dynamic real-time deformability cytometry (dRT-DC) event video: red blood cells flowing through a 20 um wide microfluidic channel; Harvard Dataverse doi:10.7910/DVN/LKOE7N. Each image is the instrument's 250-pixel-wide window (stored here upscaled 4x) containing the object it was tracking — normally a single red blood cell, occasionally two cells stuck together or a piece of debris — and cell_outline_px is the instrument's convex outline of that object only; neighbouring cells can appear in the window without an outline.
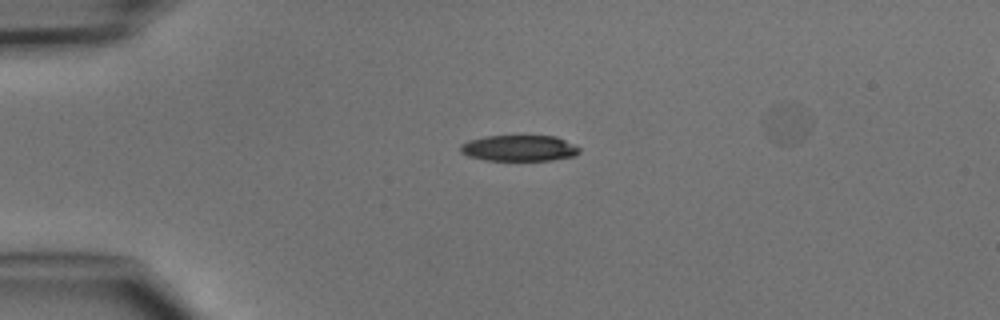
{"species": "common noctule bat (a hibernating species)", "species_latin": "Nyctalus noctula", "temperature_condition": "cold", "stored_images_in_passage": 33, "segment_of_instrument_passage": [1, 2], "camera_frame_rate_fps": 3000, "um_per_image_px": 0.085, "animal": {"sex": "male", "body_mass_g": 15.6}, "frame": {"image": 1, "passage_image": 1, "time_ms": 0.0, "image_size_px": [1000, 320], "cell_outline_px": [[580, 152], [572, 156], [552, 160], [484, 160], [468, 156], [460, 152], [460, 144], [468, 140], [484, 136], [556, 136], [580, 148]], "centroid_in_image_um": [44.08, 12.59], "position_along_channel_um": 40.9, "area_um2": 17.98}}
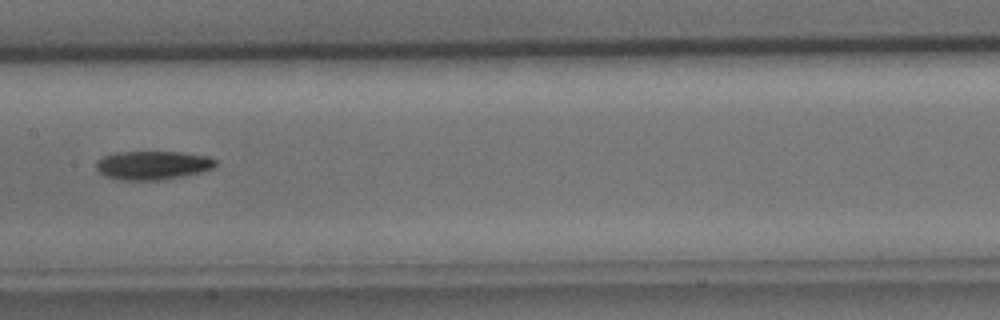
{"frame": {"image": 2, "passage_image": 14, "time_ms": 4.333, "image_size_px": [1000, 320], "cell_outline_px": [[216, 164], [212, 168], [200, 172], [184, 176], [164, 180], [120, 180], [104, 176], [96, 168], [96, 160], [104, 156], [116, 152], [180, 152], [208, 156], [216, 160]], "centroid_in_image_um": [12.96, 14.05], "position_along_channel_um": 194.4, "area_um2": 20.06}}
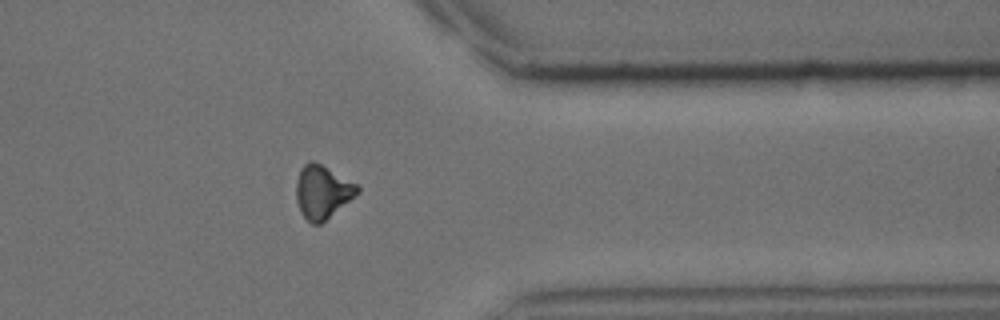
{"frame": {"image": 3, "passage_image": 28, "time_ms": 9.0, "image_size_px": [1000, 320], "cell_outline_px": [[360, 192], [320, 224], [312, 224], [300, 212], [296, 200], [296, 180], [300, 168], [308, 160], [312, 160], [320, 164], [356, 184], [360, 188]], "centroid_in_image_um": [27.37, 16.3], "position_along_channel_um": 384.0, "area_um2": 18.79}}